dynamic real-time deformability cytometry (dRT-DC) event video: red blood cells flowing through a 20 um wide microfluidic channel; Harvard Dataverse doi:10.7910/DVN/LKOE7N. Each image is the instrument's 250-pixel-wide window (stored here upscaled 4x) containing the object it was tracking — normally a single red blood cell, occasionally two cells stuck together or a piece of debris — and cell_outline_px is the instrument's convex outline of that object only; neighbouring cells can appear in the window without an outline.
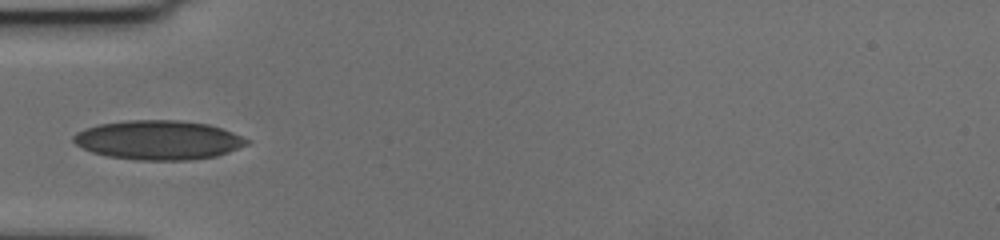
{"species": "human", "species_latin": "Homo sapiens", "temperature_condition": "cold", "stored_images_in_passage": 38, "camera_frame_rate_fps": 3000, "um_per_image_px": 0.085, "donor": {"sex": "female"}, "frame": {"image": 1, "passage_image": 1, "time_ms": 0.0, "image_size_px": [1000, 240], "cell_outline_px": [[252, 144], [216, 156], [192, 160], [136, 160], [108, 156], [92, 152], [76, 144], [72, 140], [72, 136], [76, 132], [84, 128], [100, 124], [124, 120], [176, 120], [208, 124], [232, 132], [252, 140]], "centroid_in_image_um": [13.49, 11.9], "position_along_channel_um": 71.5, "area_um2": 39.88}}
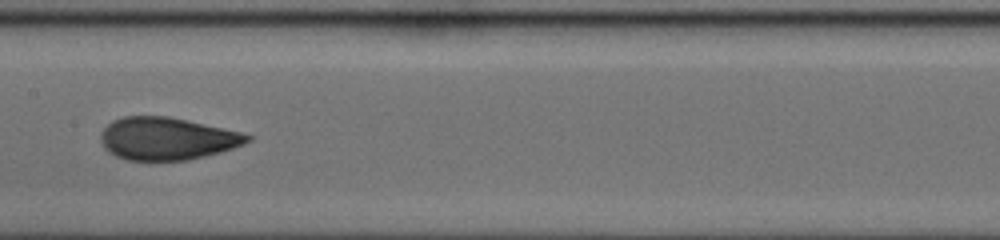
{"frame": {"image": 2, "passage_image": 11, "time_ms": 3.333, "image_size_px": [1000, 240], "cell_outline_px": [[252, 140], [244, 144], [220, 152], [188, 160], [128, 160], [116, 156], [108, 152], [104, 148], [100, 140], [100, 132], [112, 120], [124, 116], [168, 116], [188, 120], [240, 132], [252, 136]], "centroid_in_image_um": [14.17, 11.78], "position_along_channel_um": 193.2, "area_um2": 36.36}}
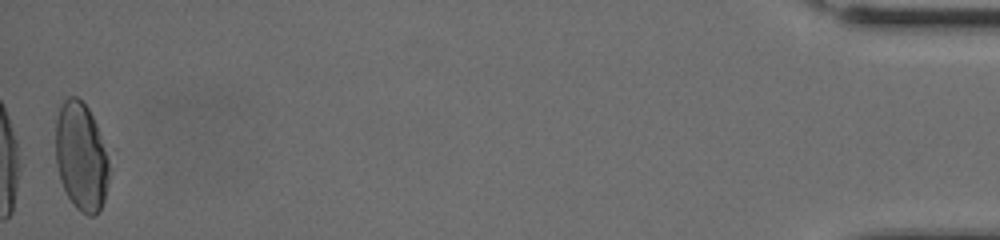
{"frame": {"image": 3, "passage_image": 38, "time_ms": 12.333, "image_size_px": [1000, 240], "cell_outline_px": [[112, 148], [108, 180], [104, 200], [100, 208], [92, 216], [88, 216], [80, 212], [72, 204], [60, 180], [56, 164], [56, 120], [60, 104], [68, 96], [76, 96], [88, 108]], "centroid_in_image_um": [6.96, 13.27], "position_along_channel_um": 428.2, "area_um2": 35.03}, "authors_computed_cell_mechanics": {"area_um2": 36.125, "velocity_mm_per_s": 3.6488, "shape_relaxation_time_tau1_ms": 4.9634, "shape_relaxation_time_tau2_ms": 1.011, "deformation_change_tau1": 0.1821, "deformation_change_tau2": 0.0606}}